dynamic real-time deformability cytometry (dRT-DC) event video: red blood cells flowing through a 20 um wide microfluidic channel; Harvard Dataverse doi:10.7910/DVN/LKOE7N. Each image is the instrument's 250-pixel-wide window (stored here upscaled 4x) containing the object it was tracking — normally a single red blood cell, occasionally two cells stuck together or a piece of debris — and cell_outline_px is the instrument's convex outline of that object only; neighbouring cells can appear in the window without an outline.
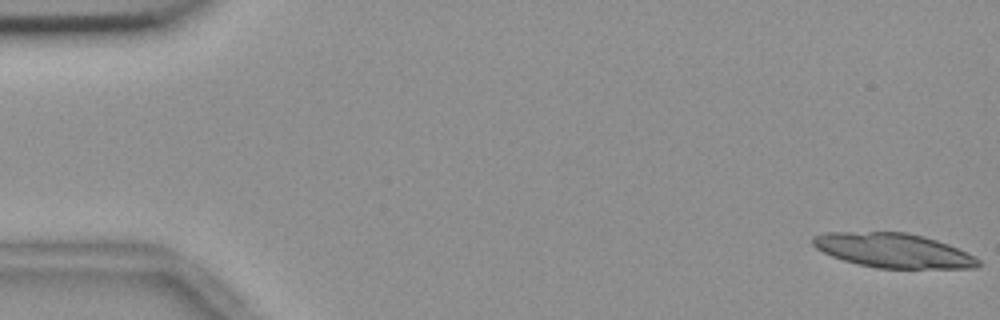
{"species": "common noctule bat (a hibernating species)", "species_latin": "Nyctalus noctula", "temperature_condition": "room temperature", "stored_images_in_passage": 5, "camera_frame_rate_fps": 3000, "um_per_image_px": 0.085, "animal": {"sex": "female", "body_mass_g": 18.4}, "frame": {"image": 1, "passage_image": 5, "time_ms": 1.333, "image_size_px": [1000, 320], "cell_outline_px": [[980, 264], [976, 268], [876, 268], [844, 260], [832, 256], [816, 248], [812, 244], [812, 236], [824, 232], [908, 232], [924, 236], [948, 244], [980, 260]], "centroid_in_image_um": [75.89, 21.28], "position_along_channel_um": 9.1, "area_um2": 32.95}}